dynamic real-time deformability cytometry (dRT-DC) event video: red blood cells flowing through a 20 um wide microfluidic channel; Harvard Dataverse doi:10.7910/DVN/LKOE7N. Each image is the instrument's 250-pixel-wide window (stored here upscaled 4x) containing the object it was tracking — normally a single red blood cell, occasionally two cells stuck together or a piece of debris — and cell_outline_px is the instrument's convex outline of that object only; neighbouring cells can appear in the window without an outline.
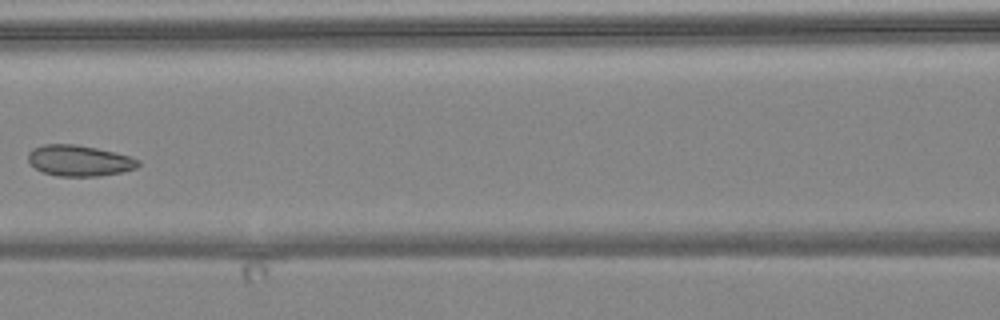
{"species": "common noctule bat (a hibernating species)", "species_latin": "Nyctalus noctula", "temperature_condition": "warm", "stored_images_in_passage": 5, "camera_frame_rate_fps": 3000, "um_per_image_px": 0.085, "animal": {"sex": "female", "body_mass_g": 24.6, "forearm_length_mm": 56.2}, "frame": {"image": 1, "passage_image": 4, "time_ms": 3.667, "image_size_px": [1000, 320], "cell_outline_px": [[140, 164], [136, 168], [120, 172], [100, 176], [56, 176], [44, 172], [36, 168], [28, 160], [28, 152], [32, 148], [44, 144], [76, 144], [96, 148], [128, 156], [140, 160]], "centroid_in_image_um": [6.71, 13.65], "position_along_channel_um": 159.9, "area_um2": 19.71}}
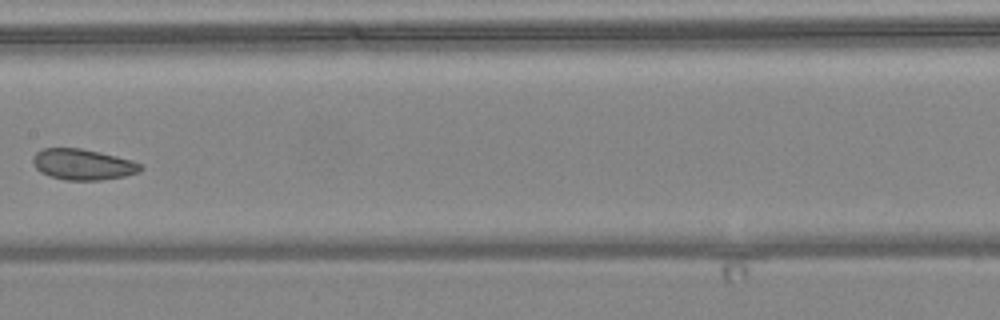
{"frame": {"image": 2, "passage_image": 5, "time_ms": 4.667, "image_size_px": [1000, 320], "cell_outline_px": [[144, 168], [140, 172], [124, 176], [100, 180], [64, 180], [48, 176], [40, 172], [32, 164], [32, 156], [36, 152], [44, 148], [80, 148], [100, 152], [132, 160], [140, 164]], "centroid_in_image_um": [7.01, 13.98], "position_along_channel_um": 200.4, "area_um2": 19.54}}